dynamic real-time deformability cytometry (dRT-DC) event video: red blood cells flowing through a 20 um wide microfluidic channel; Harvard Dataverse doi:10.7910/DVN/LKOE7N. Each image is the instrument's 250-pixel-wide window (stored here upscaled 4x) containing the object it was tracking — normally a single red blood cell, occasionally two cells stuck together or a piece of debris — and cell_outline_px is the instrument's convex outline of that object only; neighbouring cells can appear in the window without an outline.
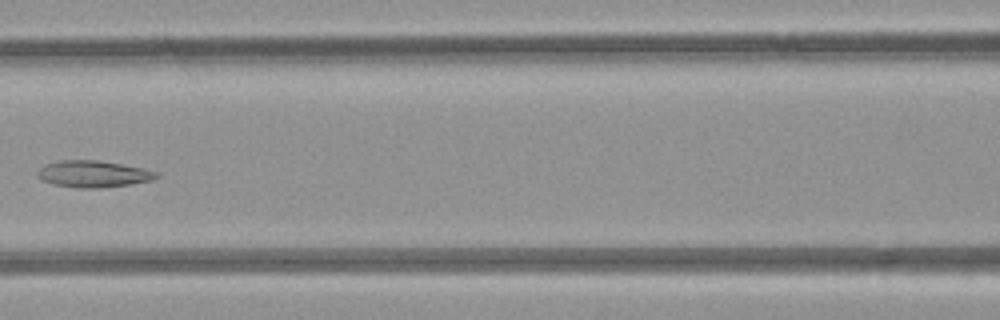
{"species": "common noctule bat (a hibernating species)", "species_latin": "Nyctalus noctula", "temperature_condition": "room temperature", "stored_images_in_passage": 7, "camera_frame_rate_fps": 3000, "um_per_image_px": 0.085, "animal": {"sex": "female", "body_mass_g": 21.9}, "frame": {"image": 1, "passage_image": 6, "time_ms": 6.667, "image_size_px": [1000, 320], "cell_outline_px": [[160, 176], [152, 180], [132, 184], [100, 188], [76, 188], [56, 184], [44, 180], [36, 176], [36, 172], [44, 164], [60, 160], [96, 160], [144, 168], [156, 172]], "centroid_in_image_um": [7.93, 14.78], "position_along_channel_um": 158.7, "area_um2": 18.44}}
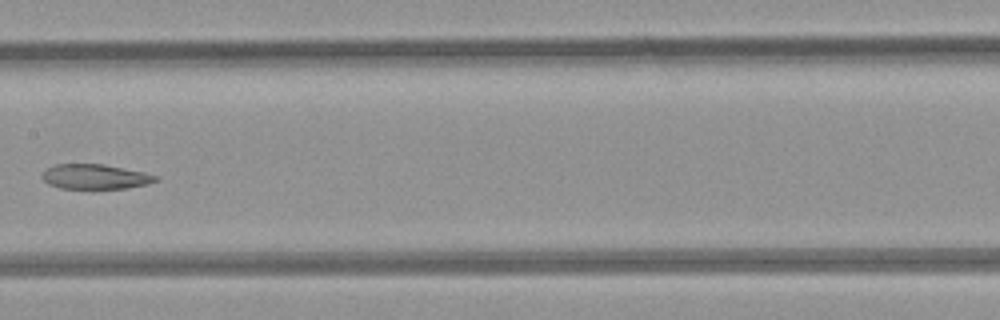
{"frame": {"image": 2, "passage_image": 7, "time_ms": 7.667, "image_size_px": [1000, 320], "cell_outline_px": [[160, 180], [148, 184], [128, 188], [60, 188], [48, 184], [40, 176], [48, 168], [56, 164], [104, 164], [144, 172], [160, 176]], "centroid_in_image_um": [8.14, 15.01], "position_along_channel_um": 199.3, "area_um2": 16.47}}